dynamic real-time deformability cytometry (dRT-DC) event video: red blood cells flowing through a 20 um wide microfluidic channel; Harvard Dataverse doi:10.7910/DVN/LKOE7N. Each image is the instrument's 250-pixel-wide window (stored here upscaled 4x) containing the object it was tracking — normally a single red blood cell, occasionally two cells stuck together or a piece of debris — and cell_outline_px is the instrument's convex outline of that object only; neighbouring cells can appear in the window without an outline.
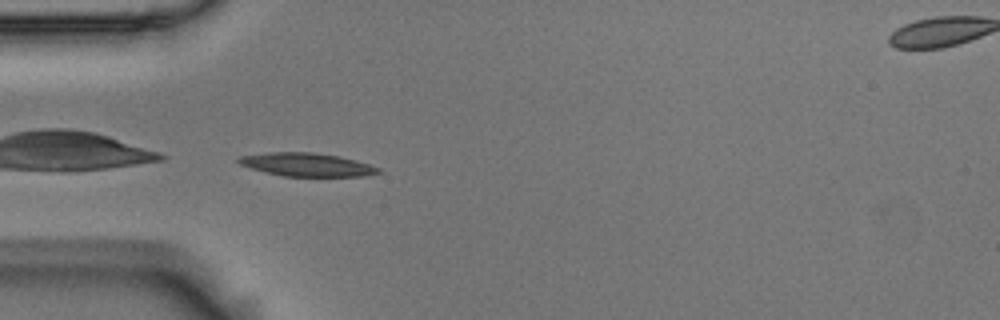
{"species": "Egyptian fruit bat (a non-hibernating species)", "species_latin": "Rousettus aegyptiacus", "temperature_condition": "room temperature", "stored_images_in_passage": 5, "segment_of_instrument_passage": [1, 2], "camera_frame_rate_fps": 3000, "um_per_image_px": 0.085, "animal": {"sex": "male"}, "frame": {"image": 1, "passage_image": 4, "time_ms": 1.0, "image_size_px": [1000, 320], "cell_outline_px": [[384, 172], [364, 176], [284, 176], [252, 168], [240, 164], [236, 160], [240, 156], [268, 152], [312, 152], [340, 156], [356, 160], [380, 168]], "centroid_in_image_um": [26.13, 13.99], "position_along_channel_um": 58.9, "area_um2": 18.9}}